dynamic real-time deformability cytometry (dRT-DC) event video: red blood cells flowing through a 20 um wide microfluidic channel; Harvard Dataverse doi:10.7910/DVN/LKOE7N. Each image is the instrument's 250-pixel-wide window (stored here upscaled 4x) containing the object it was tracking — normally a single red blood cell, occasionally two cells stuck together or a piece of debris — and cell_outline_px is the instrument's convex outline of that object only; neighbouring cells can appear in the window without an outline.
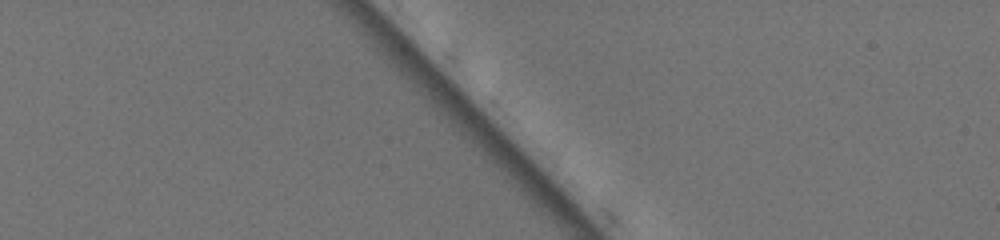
{"species": "common noctule bat (a hibernating species)", "species_latin": "Nyctalus noctula", "temperature_condition": "warm", "stored_images_in_passage": 2, "camera_frame_rate_fps": 3000, "um_per_image_px": 0.085, "animal": {"sex": "female", "body_mass_g": 19.5, "forearm_length_mm": 54.1}, "frame": {"image": 1, "passage_image": 1, "time_ms": 0.0, "image_size_px": [1000, 240], "cell_outline_px": [[696, 140], [676, 132], [636, 112], [632, 100], [636, 72], [652, 80], [696, 136]], "centroid_in_image_um": [55.89, 9.05], "position_along_channel_um": 29.1, "area_um2": 12.37}}